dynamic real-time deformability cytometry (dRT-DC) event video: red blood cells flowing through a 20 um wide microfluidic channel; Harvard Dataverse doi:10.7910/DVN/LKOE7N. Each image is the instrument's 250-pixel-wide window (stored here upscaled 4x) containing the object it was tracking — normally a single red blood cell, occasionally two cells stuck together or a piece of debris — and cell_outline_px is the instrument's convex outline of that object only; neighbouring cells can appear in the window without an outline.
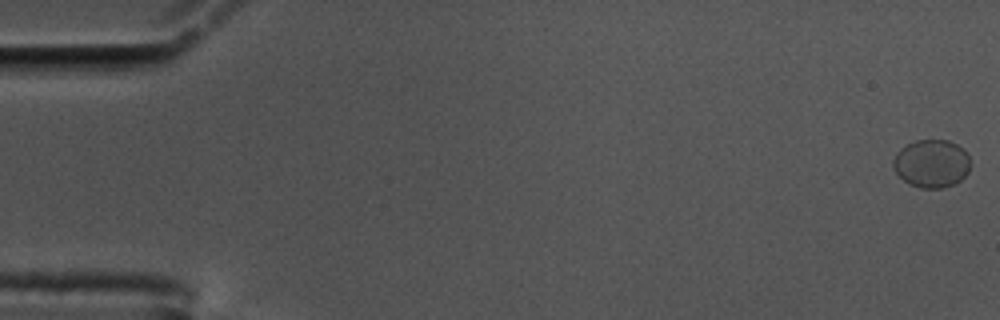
{"species": "common noctule bat (a hibernating species)", "species_latin": "Nyctalus noctula", "temperature_condition": "cold", "stored_images_in_passage": 54, "segment_of_instrument_passage": [1, 2], "camera_frame_rate_fps": 3000, "um_per_image_px": 0.085, "animal": {"sex": "male", "body_mass_g": 17.5, "forearm_length_mm": 52.3}, "frame": {"image": 1, "passage_image": 1, "time_ms": 0.0, "image_size_px": [1000, 320], "cell_outline_px": [[972, 164], [968, 172], [960, 180], [944, 188], [920, 188], [908, 184], [892, 168], [892, 160], [896, 152], [900, 148], [916, 140], [948, 140], [964, 148]], "centroid_in_image_um": [79.18, 13.9], "position_along_channel_um": 5.8, "area_um2": 21.85}}
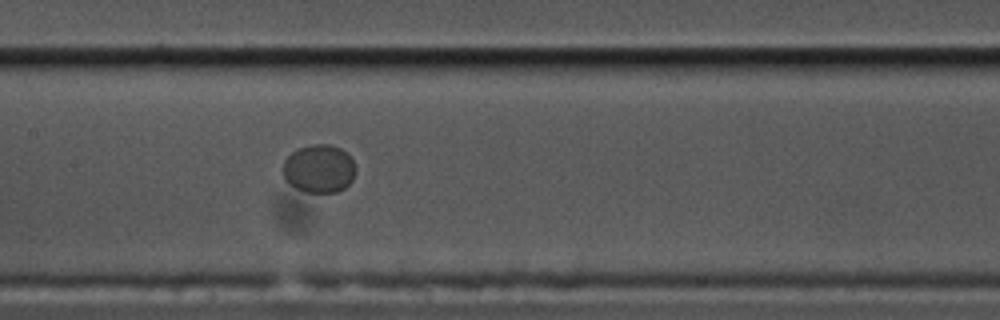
{"frame": {"image": 2, "passage_image": 29, "time_ms": 9.333, "image_size_px": [1000, 320], "cell_outline_px": [[356, 168], [352, 180], [344, 188], [336, 192], [304, 192], [288, 184], [284, 176], [284, 160], [292, 152], [300, 148], [312, 144], [328, 144], [340, 148], [352, 160]], "centroid_in_image_um": [27.11, 14.35], "position_along_channel_um": 180.3, "area_um2": 20.23}}
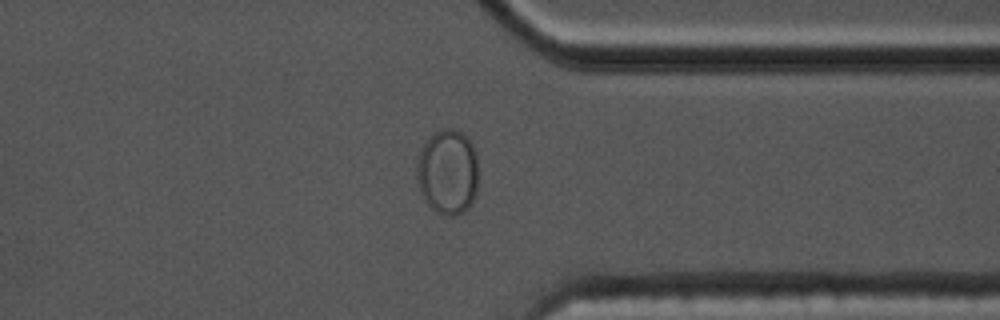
{"frame": {"image": 3, "passage_image": 46, "time_ms": 15.0, "image_size_px": [1000, 320], "cell_outline_px": [[476, 196], [472, 204], [464, 212], [456, 216], [444, 216], [436, 212], [424, 200], [420, 192], [416, 180], [416, 160], [420, 148], [428, 136], [444, 128], [456, 128], [468, 136], [476, 152]], "centroid_in_image_um": [38.03, 14.61], "position_along_channel_um": 373.4, "area_um2": 31.39}}